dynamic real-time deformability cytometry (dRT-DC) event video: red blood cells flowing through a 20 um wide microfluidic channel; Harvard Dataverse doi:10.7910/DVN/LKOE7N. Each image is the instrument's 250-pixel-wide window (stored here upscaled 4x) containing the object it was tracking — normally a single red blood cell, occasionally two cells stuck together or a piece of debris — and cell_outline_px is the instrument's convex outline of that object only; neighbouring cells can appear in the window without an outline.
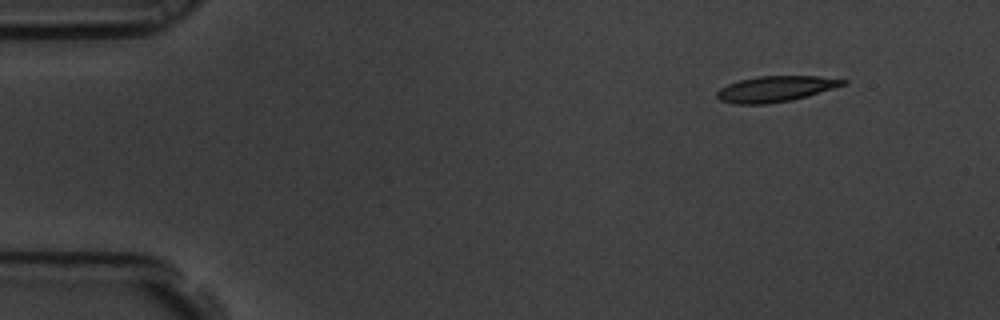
{"species": "common noctule bat (a hibernating species)", "species_latin": "Nyctalus noctula", "temperature_condition": "room temperature", "stored_images_in_passage": 4, "camera_frame_rate_fps": 3000, "um_per_image_px": 0.085, "animal": {"sex": "male", "body_mass_g": 19.5, "forearm_length_mm": 54.6}, "frame": {"image": 1, "passage_image": 1, "time_ms": 0.0, "image_size_px": [1000, 320], "cell_outline_px": [[848, 84], [808, 96], [792, 100], [768, 104], [732, 104], [720, 100], [716, 96], [716, 92], [720, 88], [728, 84], [740, 80], [756, 76], [816, 76], [848, 80]], "centroid_in_image_um": [65.92, 7.56], "position_along_channel_um": 19.1, "area_um2": 19.07}}
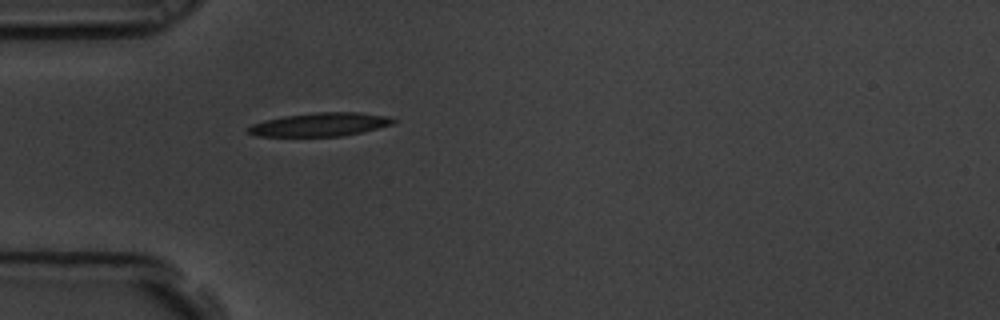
{"frame": {"image": 2, "passage_image": 4, "time_ms": 1.0, "image_size_px": [1000, 320], "cell_outline_px": [[396, 120], [392, 124], [360, 132], [340, 136], [256, 136], [248, 132], [248, 128], [252, 124], [264, 120], [284, 116], [316, 112], [356, 112], [388, 116]], "centroid_in_image_um": [27.18, 10.58], "position_along_channel_um": 57.8, "area_um2": 19.59}}